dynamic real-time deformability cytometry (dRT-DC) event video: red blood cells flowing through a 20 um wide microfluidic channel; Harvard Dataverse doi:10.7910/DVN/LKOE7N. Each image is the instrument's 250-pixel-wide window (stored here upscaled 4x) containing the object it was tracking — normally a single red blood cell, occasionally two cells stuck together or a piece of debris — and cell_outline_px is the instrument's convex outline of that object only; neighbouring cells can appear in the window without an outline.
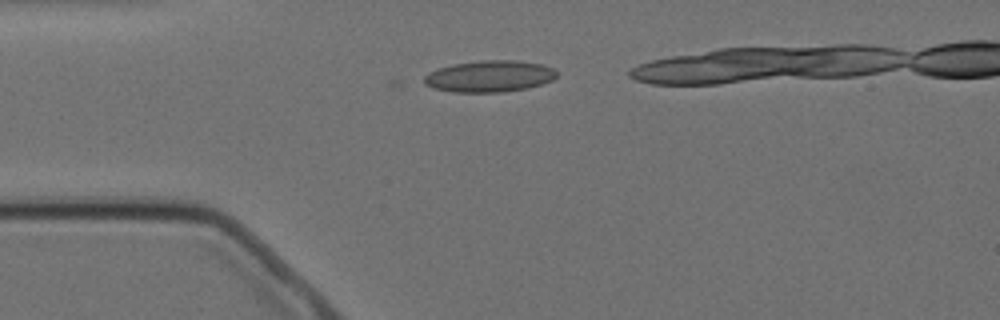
{"species": "Egyptian fruit bat (a non-hibernating species)", "species_latin": "Rousettus aegyptiacus", "temperature_condition": "cold", "stored_images_in_passage": 2, "camera_frame_rate_fps": 3000, "um_per_image_px": 0.085, "animal": {"sex": "female"}, "frame": {"image": 1, "passage_image": 1, "time_ms": 0.0, "image_size_px": [1000, 320], "cell_outline_px": [[556, 76], [552, 80], [544, 84], [528, 88], [504, 92], [452, 92], [432, 88], [424, 84], [424, 76], [428, 72], [452, 64], [480, 60], [516, 60], [544, 64], [552, 68], [556, 72]], "centroid_in_image_um": [41.6, 6.48], "position_along_channel_um": 43.4, "area_um2": 24.62}}